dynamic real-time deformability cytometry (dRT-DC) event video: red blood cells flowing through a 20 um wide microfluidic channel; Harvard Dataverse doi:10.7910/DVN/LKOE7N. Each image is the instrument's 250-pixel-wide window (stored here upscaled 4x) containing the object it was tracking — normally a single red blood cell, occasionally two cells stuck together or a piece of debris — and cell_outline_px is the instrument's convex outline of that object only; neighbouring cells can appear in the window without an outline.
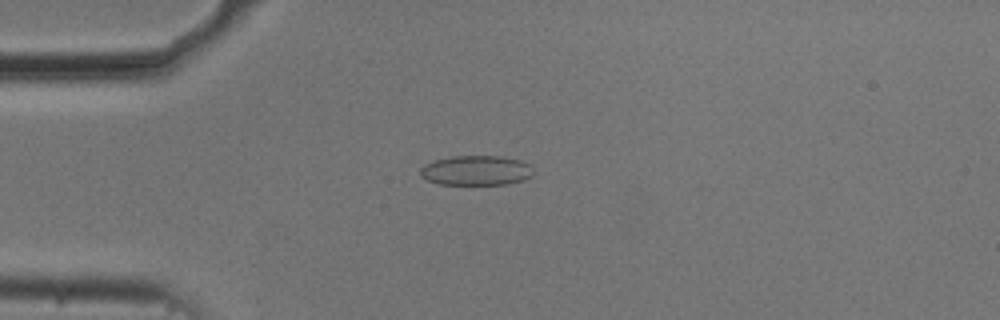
{"species": "common noctule bat (a hibernating species)", "species_latin": "Nyctalus noctula", "temperature_condition": "cold", "stored_images_in_passage": 17, "camera_frame_rate_fps": 3000, "um_per_image_px": 0.085, "animal": {"sex": "male", "body_mass_g": 20.5, "forearm_length_mm": 52.5}, "frame": {"image": 1, "passage_image": 14, "time_ms": 4.333, "image_size_px": [1000, 320], "cell_outline_px": [[532, 176], [508, 184], [440, 184], [428, 180], [420, 176], [420, 168], [424, 164], [432, 160], [452, 156], [500, 156], [520, 160], [528, 164], [532, 172]], "centroid_in_image_um": [40.41, 14.48], "position_along_channel_um": 44.6, "area_um2": 19.54}}